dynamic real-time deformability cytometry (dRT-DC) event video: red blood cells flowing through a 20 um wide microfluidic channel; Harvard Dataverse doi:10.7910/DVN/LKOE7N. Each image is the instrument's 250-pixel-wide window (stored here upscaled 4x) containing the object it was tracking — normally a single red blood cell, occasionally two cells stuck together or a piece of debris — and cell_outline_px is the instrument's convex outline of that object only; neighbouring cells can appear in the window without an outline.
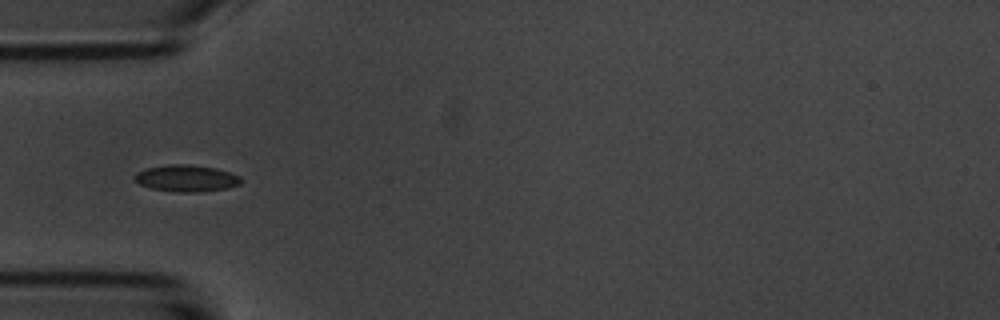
{"species": "common noctule bat (a hibernating species)", "species_latin": "Nyctalus noctula", "temperature_condition": "room temperature", "stored_images_in_passage": 6, "camera_frame_rate_fps": 3000, "um_per_image_px": 0.085, "animal": {"sex": "male", "body_mass_g": 20.1, "forearm_length_mm": 53.5}, "frame": {"image": 1, "passage_image": 4, "time_ms": 3.333, "image_size_px": [1000, 320], "cell_outline_px": [[244, 180], [240, 184], [228, 188], [200, 192], [176, 192], [152, 188], [140, 184], [132, 176], [136, 172], [148, 168], [168, 164], [188, 164], [216, 168], [240, 176]], "centroid_in_image_um": [15.87, 15.15], "position_along_channel_um": 69.1, "area_um2": 16.59}}
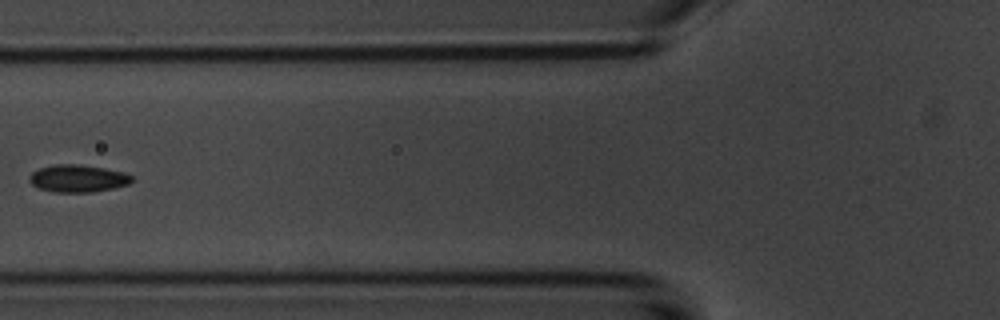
{"frame": {"image": 2, "passage_image": 5, "time_ms": 4.667, "image_size_px": [1000, 320], "cell_outline_px": [[132, 180], [128, 184], [112, 188], [92, 192], [52, 192], [40, 188], [32, 184], [28, 180], [28, 176], [32, 172], [40, 168], [56, 164], [76, 164], [104, 168], [124, 172], [132, 176]], "centroid_in_image_um": [6.59, 15.16], "position_along_channel_um": 119.2, "area_um2": 16.24}}
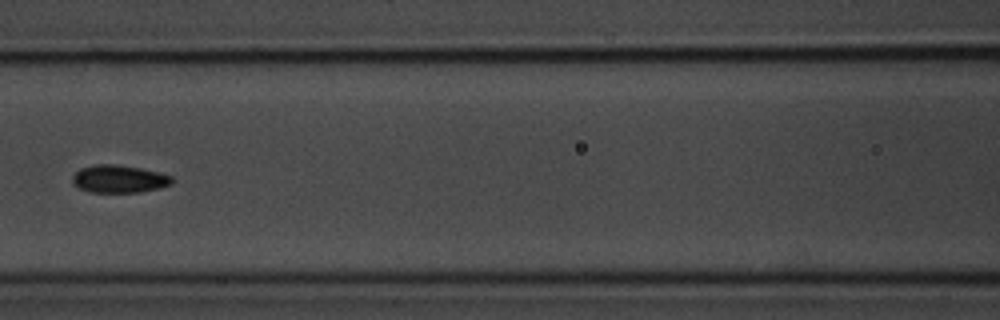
{"frame": {"image": 3, "passage_image": 6, "time_ms": 5.667, "image_size_px": [1000, 320], "cell_outline_px": [[172, 184], [160, 188], [140, 192], [88, 192], [72, 184], [72, 176], [80, 168], [96, 164], [116, 164], [140, 168], [172, 176]], "centroid_in_image_um": [10.09, 15.21], "position_along_channel_um": 156.5, "area_um2": 16.07}}